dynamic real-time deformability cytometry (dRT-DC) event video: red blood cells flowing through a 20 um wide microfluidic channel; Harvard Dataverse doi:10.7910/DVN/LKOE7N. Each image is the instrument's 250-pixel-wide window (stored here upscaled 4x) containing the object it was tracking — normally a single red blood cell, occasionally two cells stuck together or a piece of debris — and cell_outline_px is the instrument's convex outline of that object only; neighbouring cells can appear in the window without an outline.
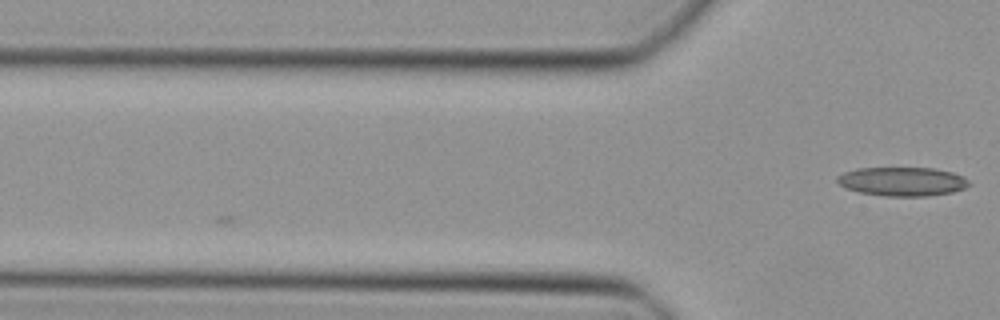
{"species": "Egyptian fruit bat (a non-hibernating species)", "species_latin": "Rousettus aegyptiacus", "temperature_condition": "cold", "stored_images_in_passage": 4, "camera_frame_rate_fps": 3000, "um_per_image_px": 0.085, "animal": {"sex": "female"}, "frame": {"image": 1, "passage_image": 4, "time_ms": 1.0, "image_size_px": [1000, 320], "cell_outline_px": [[968, 184], [964, 188], [952, 192], [928, 196], [888, 196], [860, 192], [848, 188], [840, 184], [836, 180], [836, 176], [844, 172], [856, 168], [932, 168], [952, 172], [964, 176], [968, 180]], "centroid_in_image_um": [76.69, 15.42], "position_along_channel_um": 49.1, "area_um2": 22.02}}